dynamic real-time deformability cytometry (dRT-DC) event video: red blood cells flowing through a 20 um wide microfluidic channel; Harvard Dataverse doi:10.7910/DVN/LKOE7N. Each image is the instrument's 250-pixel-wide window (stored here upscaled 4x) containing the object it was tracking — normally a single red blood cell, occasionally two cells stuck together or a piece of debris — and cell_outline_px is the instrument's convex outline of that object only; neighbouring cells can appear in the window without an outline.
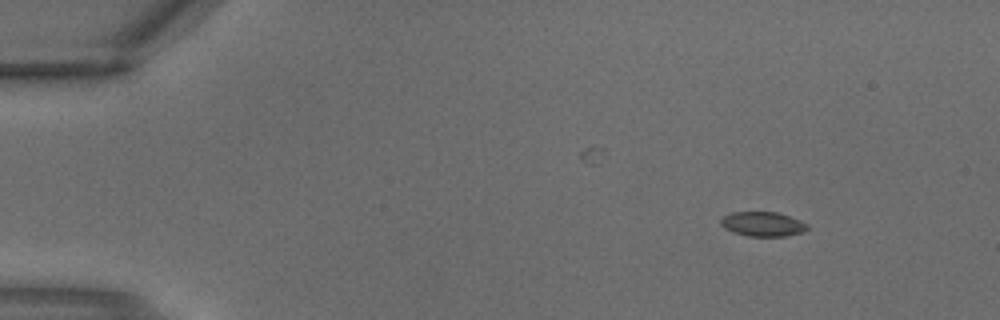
{"species": "common noctule bat (a hibernating species)", "species_latin": "Nyctalus noctula", "temperature_condition": "warm", "stored_images_in_passage": 2, "camera_frame_rate_fps": 3000, "um_per_image_px": 0.085, "animal": {"sex": "male", "body_mass_g": 18.8}, "frame": {"image": 1, "passage_image": 1, "time_ms": 0.0, "image_size_px": [1000, 320], "cell_outline_px": [[808, 228], [804, 232], [788, 236], [748, 236], [732, 232], [724, 228], [720, 224], [720, 220], [724, 216], [732, 212], [776, 212], [800, 220], [808, 224]], "centroid_in_image_um": [64.83, 19.05], "position_along_channel_um": 20.2, "area_um2": 12.43}}
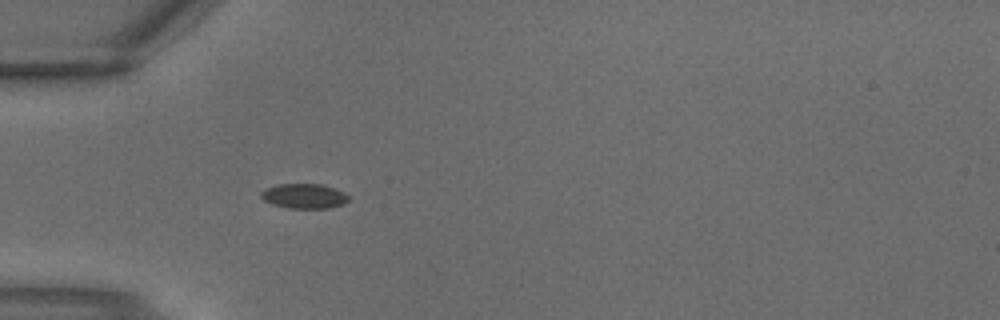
{"frame": {"image": 2, "passage_image": 2, "time_ms": 0.333, "image_size_px": [1000, 320], "cell_outline_px": [[348, 200], [344, 204], [328, 208], [288, 208], [272, 204], [264, 200], [260, 196], [260, 192], [264, 188], [276, 184], [320, 184], [344, 192], [348, 196]], "centroid_in_image_um": [25.81, 16.66], "position_along_channel_um": 59.2, "area_um2": 12.66}}